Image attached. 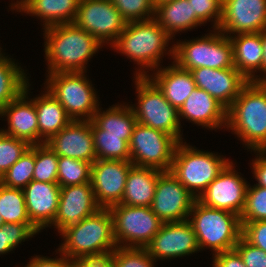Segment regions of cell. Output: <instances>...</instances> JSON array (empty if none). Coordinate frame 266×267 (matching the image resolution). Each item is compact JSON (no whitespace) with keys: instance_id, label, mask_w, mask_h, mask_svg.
<instances>
[{"instance_id":"27","label":"cell","mask_w":266,"mask_h":267,"mask_svg":"<svg viewBox=\"0 0 266 267\" xmlns=\"http://www.w3.org/2000/svg\"><path fill=\"white\" fill-rule=\"evenodd\" d=\"M154 168L132 166L129 170L125 191L120 204L150 207L154 198L158 176Z\"/></svg>"},{"instance_id":"48","label":"cell","mask_w":266,"mask_h":267,"mask_svg":"<svg viewBox=\"0 0 266 267\" xmlns=\"http://www.w3.org/2000/svg\"><path fill=\"white\" fill-rule=\"evenodd\" d=\"M71 267H112L108 259L90 260V261H74Z\"/></svg>"},{"instance_id":"40","label":"cell","mask_w":266,"mask_h":267,"mask_svg":"<svg viewBox=\"0 0 266 267\" xmlns=\"http://www.w3.org/2000/svg\"><path fill=\"white\" fill-rule=\"evenodd\" d=\"M247 187L245 206L240 222L266 220V188L254 185Z\"/></svg>"},{"instance_id":"8","label":"cell","mask_w":266,"mask_h":267,"mask_svg":"<svg viewBox=\"0 0 266 267\" xmlns=\"http://www.w3.org/2000/svg\"><path fill=\"white\" fill-rule=\"evenodd\" d=\"M215 31L196 40L174 44L169 50L174 63L188 71L201 67L214 69L234 67L230 37L219 30Z\"/></svg>"},{"instance_id":"33","label":"cell","mask_w":266,"mask_h":267,"mask_svg":"<svg viewBox=\"0 0 266 267\" xmlns=\"http://www.w3.org/2000/svg\"><path fill=\"white\" fill-rule=\"evenodd\" d=\"M0 214L4 223H31L23 189L7 187L0 183Z\"/></svg>"},{"instance_id":"19","label":"cell","mask_w":266,"mask_h":267,"mask_svg":"<svg viewBox=\"0 0 266 267\" xmlns=\"http://www.w3.org/2000/svg\"><path fill=\"white\" fill-rule=\"evenodd\" d=\"M100 208L91 183L60 187L58 210L53 224L61 233L65 228L77 224Z\"/></svg>"},{"instance_id":"28","label":"cell","mask_w":266,"mask_h":267,"mask_svg":"<svg viewBox=\"0 0 266 267\" xmlns=\"http://www.w3.org/2000/svg\"><path fill=\"white\" fill-rule=\"evenodd\" d=\"M45 92L32 100L38 119V144L47 142L72 121L58 100L48 90Z\"/></svg>"},{"instance_id":"30","label":"cell","mask_w":266,"mask_h":267,"mask_svg":"<svg viewBox=\"0 0 266 267\" xmlns=\"http://www.w3.org/2000/svg\"><path fill=\"white\" fill-rule=\"evenodd\" d=\"M102 130L103 134L124 135L129 144L137 119L131 106H113L106 112L98 110L92 119Z\"/></svg>"},{"instance_id":"3","label":"cell","mask_w":266,"mask_h":267,"mask_svg":"<svg viewBox=\"0 0 266 267\" xmlns=\"http://www.w3.org/2000/svg\"><path fill=\"white\" fill-rule=\"evenodd\" d=\"M227 128L253 151L266 150V82H249L227 109Z\"/></svg>"},{"instance_id":"50","label":"cell","mask_w":266,"mask_h":267,"mask_svg":"<svg viewBox=\"0 0 266 267\" xmlns=\"http://www.w3.org/2000/svg\"><path fill=\"white\" fill-rule=\"evenodd\" d=\"M168 1H172V0H152L154 6H157L161 3H165V2H168Z\"/></svg>"},{"instance_id":"12","label":"cell","mask_w":266,"mask_h":267,"mask_svg":"<svg viewBox=\"0 0 266 267\" xmlns=\"http://www.w3.org/2000/svg\"><path fill=\"white\" fill-rule=\"evenodd\" d=\"M73 23L94 36L102 45L111 40L112 45L127 22L110 0H80Z\"/></svg>"},{"instance_id":"13","label":"cell","mask_w":266,"mask_h":267,"mask_svg":"<svg viewBox=\"0 0 266 267\" xmlns=\"http://www.w3.org/2000/svg\"><path fill=\"white\" fill-rule=\"evenodd\" d=\"M196 198L170 173L158 176L151 210L163 223L184 221Z\"/></svg>"},{"instance_id":"52","label":"cell","mask_w":266,"mask_h":267,"mask_svg":"<svg viewBox=\"0 0 266 267\" xmlns=\"http://www.w3.org/2000/svg\"><path fill=\"white\" fill-rule=\"evenodd\" d=\"M2 49V48H0ZM5 58V56H3V54L1 53V50H0V62Z\"/></svg>"},{"instance_id":"43","label":"cell","mask_w":266,"mask_h":267,"mask_svg":"<svg viewBox=\"0 0 266 267\" xmlns=\"http://www.w3.org/2000/svg\"><path fill=\"white\" fill-rule=\"evenodd\" d=\"M234 249L247 267H266V252L248 243L242 236Z\"/></svg>"},{"instance_id":"9","label":"cell","mask_w":266,"mask_h":267,"mask_svg":"<svg viewBox=\"0 0 266 267\" xmlns=\"http://www.w3.org/2000/svg\"><path fill=\"white\" fill-rule=\"evenodd\" d=\"M84 73L58 72L49 74L46 81L47 90L64 107L68 116L76 121L92 120L99 107L95 90Z\"/></svg>"},{"instance_id":"39","label":"cell","mask_w":266,"mask_h":267,"mask_svg":"<svg viewBox=\"0 0 266 267\" xmlns=\"http://www.w3.org/2000/svg\"><path fill=\"white\" fill-rule=\"evenodd\" d=\"M31 145L0 130V178L27 152Z\"/></svg>"},{"instance_id":"23","label":"cell","mask_w":266,"mask_h":267,"mask_svg":"<svg viewBox=\"0 0 266 267\" xmlns=\"http://www.w3.org/2000/svg\"><path fill=\"white\" fill-rule=\"evenodd\" d=\"M178 116L179 120L183 117L199 126L216 129L226 126L227 109L205 90L197 87L178 110Z\"/></svg>"},{"instance_id":"38","label":"cell","mask_w":266,"mask_h":267,"mask_svg":"<svg viewBox=\"0 0 266 267\" xmlns=\"http://www.w3.org/2000/svg\"><path fill=\"white\" fill-rule=\"evenodd\" d=\"M40 232L32 223H4L0 227V254H5Z\"/></svg>"},{"instance_id":"46","label":"cell","mask_w":266,"mask_h":267,"mask_svg":"<svg viewBox=\"0 0 266 267\" xmlns=\"http://www.w3.org/2000/svg\"><path fill=\"white\" fill-rule=\"evenodd\" d=\"M72 261L64 254L62 257L55 259H48L46 257L36 256L31 259L26 267H71Z\"/></svg>"},{"instance_id":"25","label":"cell","mask_w":266,"mask_h":267,"mask_svg":"<svg viewBox=\"0 0 266 267\" xmlns=\"http://www.w3.org/2000/svg\"><path fill=\"white\" fill-rule=\"evenodd\" d=\"M80 0H20L13 5L20 12L40 17L45 20L44 27L73 23ZM15 7V8H14Z\"/></svg>"},{"instance_id":"6","label":"cell","mask_w":266,"mask_h":267,"mask_svg":"<svg viewBox=\"0 0 266 267\" xmlns=\"http://www.w3.org/2000/svg\"><path fill=\"white\" fill-rule=\"evenodd\" d=\"M228 163V159L217 154L197 150L179 142L170 173L197 199Z\"/></svg>"},{"instance_id":"7","label":"cell","mask_w":266,"mask_h":267,"mask_svg":"<svg viewBox=\"0 0 266 267\" xmlns=\"http://www.w3.org/2000/svg\"><path fill=\"white\" fill-rule=\"evenodd\" d=\"M140 70L135 75L138 105L136 108L131 106L137 122L161 130L182 142L178 110L165 99L146 71Z\"/></svg>"},{"instance_id":"20","label":"cell","mask_w":266,"mask_h":267,"mask_svg":"<svg viewBox=\"0 0 266 267\" xmlns=\"http://www.w3.org/2000/svg\"><path fill=\"white\" fill-rule=\"evenodd\" d=\"M45 144L59 157H69L92 164L97 160L91 120H72Z\"/></svg>"},{"instance_id":"29","label":"cell","mask_w":266,"mask_h":267,"mask_svg":"<svg viewBox=\"0 0 266 267\" xmlns=\"http://www.w3.org/2000/svg\"><path fill=\"white\" fill-rule=\"evenodd\" d=\"M154 19L170 35L202 23L192 15L188 0H172L155 6Z\"/></svg>"},{"instance_id":"47","label":"cell","mask_w":266,"mask_h":267,"mask_svg":"<svg viewBox=\"0 0 266 267\" xmlns=\"http://www.w3.org/2000/svg\"><path fill=\"white\" fill-rule=\"evenodd\" d=\"M257 153H259L258 158L252 162L253 173L258 181L256 185L266 188V150H257Z\"/></svg>"},{"instance_id":"14","label":"cell","mask_w":266,"mask_h":267,"mask_svg":"<svg viewBox=\"0 0 266 267\" xmlns=\"http://www.w3.org/2000/svg\"><path fill=\"white\" fill-rule=\"evenodd\" d=\"M233 167L229 162L197 200L205 206L240 216L245 206L248 184Z\"/></svg>"},{"instance_id":"5","label":"cell","mask_w":266,"mask_h":267,"mask_svg":"<svg viewBox=\"0 0 266 267\" xmlns=\"http://www.w3.org/2000/svg\"><path fill=\"white\" fill-rule=\"evenodd\" d=\"M172 37L154 19L126 23L113 48L144 68L157 69ZM162 55V56H161ZM146 66V67H145Z\"/></svg>"},{"instance_id":"17","label":"cell","mask_w":266,"mask_h":267,"mask_svg":"<svg viewBox=\"0 0 266 267\" xmlns=\"http://www.w3.org/2000/svg\"><path fill=\"white\" fill-rule=\"evenodd\" d=\"M220 32L241 34L266 30V0H223ZM229 32V33H228Z\"/></svg>"},{"instance_id":"51","label":"cell","mask_w":266,"mask_h":267,"mask_svg":"<svg viewBox=\"0 0 266 267\" xmlns=\"http://www.w3.org/2000/svg\"><path fill=\"white\" fill-rule=\"evenodd\" d=\"M3 224H4V220H3V218H2V216H1V214H0V227H2Z\"/></svg>"},{"instance_id":"10","label":"cell","mask_w":266,"mask_h":267,"mask_svg":"<svg viewBox=\"0 0 266 267\" xmlns=\"http://www.w3.org/2000/svg\"><path fill=\"white\" fill-rule=\"evenodd\" d=\"M109 209L113 216L114 239L117 247L119 245L125 248H145L163 225L151 207L119 203Z\"/></svg>"},{"instance_id":"26","label":"cell","mask_w":266,"mask_h":267,"mask_svg":"<svg viewBox=\"0 0 266 267\" xmlns=\"http://www.w3.org/2000/svg\"><path fill=\"white\" fill-rule=\"evenodd\" d=\"M172 65L159 68L156 76L150 79L163 92L165 99L179 110L197 86L190 71L179 68L174 62Z\"/></svg>"},{"instance_id":"24","label":"cell","mask_w":266,"mask_h":267,"mask_svg":"<svg viewBox=\"0 0 266 267\" xmlns=\"http://www.w3.org/2000/svg\"><path fill=\"white\" fill-rule=\"evenodd\" d=\"M230 41L232 43L234 67L249 82H260L259 76H254V73L257 70L262 71V32L237 34L234 38L231 36Z\"/></svg>"},{"instance_id":"34","label":"cell","mask_w":266,"mask_h":267,"mask_svg":"<svg viewBox=\"0 0 266 267\" xmlns=\"http://www.w3.org/2000/svg\"><path fill=\"white\" fill-rule=\"evenodd\" d=\"M35 169V145L27 150L19 160L0 178L7 187L24 189L32 180Z\"/></svg>"},{"instance_id":"16","label":"cell","mask_w":266,"mask_h":267,"mask_svg":"<svg viewBox=\"0 0 266 267\" xmlns=\"http://www.w3.org/2000/svg\"><path fill=\"white\" fill-rule=\"evenodd\" d=\"M145 249L154 260L186 256L200 250L196 234L188 219L163 223L160 231Z\"/></svg>"},{"instance_id":"22","label":"cell","mask_w":266,"mask_h":267,"mask_svg":"<svg viewBox=\"0 0 266 267\" xmlns=\"http://www.w3.org/2000/svg\"><path fill=\"white\" fill-rule=\"evenodd\" d=\"M28 87L29 83L26 84L24 91L0 112V116H7L9 125L7 130L2 129L1 131L6 135L25 140L30 145H37V112L32 99L28 101Z\"/></svg>"},{"instance_id":"2","label":"cell","mask_w":266,"mask_h":267,"mask_svg":"<svg viewBox=\"0 0 266 267\" xmlns=\"http://www.w3.org/2000/svg\"><path fill=\"white\" fill-rule=\"evenodd\" d=\"M44 30L48 74L85 72L86 62L102 45L94 36L74 23L54 25Z\"/></svg>"},{"instance_id":"31","label":"cell","mask_w":266,"mask_h":267,"mask_svg":"<svg viewBox=\"0 0 266 267\" xmlns=\"http://www.w3.org/2000/svg\"><path fill=\"white\" fill-rule=\"evenodd\" d=\"M26 76L11 58L5 57L0 62V112L24 91L28 83Z\"/></svg>"},{"instance_id":"4","label":"cell","mask_w":266,"mask_h":267,"mask_svg":"<svg viewBox=\"0 0 266 267\" xmlns=\"http://www.w3.org/2000/svg\"><path fill=\"white\" fill-rule=\"evenodd\" d=\"M199 249L209 247L215 254L232 250L241 237L240 216L226 210L205 206L197 199L190 211Z\"/></svg>"},{"instance_id":"41","label":"cell","mask_w":266,"mask_h":267,"mask_svg":"<svg viewBox=\"0 0 266 267\" xmlns=\"http://www.w3.org/2000/svg\"><path fill=\"white\" fill-rule=\"evenodd\" d=\"M128 23L154 18L155 6L152 0H110ZM150 14V15H149ZM147 15V17L145 16Z\"/></svg>"},{"instance_id":"18","label":"cell","mask_w":266,"mask_h":267,"mask_svg":"<svg viewBox=\"0 0 266 267\" xmlns=\"http://www.w3.org/2000/svg\"><path fill=\"white\" fill-rule=\"evenodd\" d=\"M198 88L205 90L226 109L240 95L249 81L235 68L201 67L190 70Z\"/></svg>"},{"instance_id":"15","label":"cell","mask_w":266,"mask_h":267,"mask_svg":"<svg viewBox=\"0 0 266 267\" xmlns=\"http://www.w3.org/2000/svg\"><path fill=\"white\" fill-rule=\"evenodd\" d=\"M133 164L124 160L97 159L91 166V185L97 204L110 208L121 203Z\"/></svg>"},{"instance_id":"42","label":"cell","mask_w":266,"mask_h":267,"mask_svg":"<svg viewBox=\"0 0 266 267\" xmlns=\"http://www.w3.org/2000/svg\"><path fill=\"white\" fill-rule=\"evenodd\" d=\"M192 8V15L204 24L214 19V29L217 30L222 19L223 0H188Z\"/></svg>"},{"instance_id":"35","label":"cell","mask_w":266,"mask_h":267,"mask_svg":"<svg viewBox=\"0 0 266 267\" xmlns=\"http://www.w3.org/2000/svg\"><path fill=\"white\" fill-rule=\"evenodd\" d=\"M92 163L59 157L57 183L60 187L91 183Z\"/></svg>"},{"instance_id":"21","label":"cell","mask_w":266,"mask_h":267,"mask_svg":"<svg viewBox=\"0 0 266 267\" xmlns=\"http://www.w3.org/2000/svg\"><path fill=\"white\" fill-rule=\"evenodd\" d=\"M23 192L31 223L39 231L53 225L60 199L59 184L32 180Z\"/></svg>"},{"instance_id":"44","label":"cell","mask_w":266,"mask_h":267,"mask_svg":"<svg viewBox=\"0 0 266 267\" xmlns=\"http://www.w3.org/2000/svg\"><path fill=\"white\" fill-rule=\"evenodd\" d=\"M241 236L251 245L266 252V220L241 222Z\"/></svg>"},{"instance_id":"36","label":"cell","mask_w":266,"mask_h":267,"mask_svg":"<svg viewBox=\"0 0 266 267\" xmlns=\"http://www.w3.org/2000/svg\"><path fill=\"white\" fill-rule=\"evenodd\" d=\"M59 156L45 143L35 145L33 180L57 183Z\"/></svg>"},{"instance_id":"37","label":"cell","mask_w":266,"mask_h":267,"mask_svg":"<svg viewBox=\"0 0 266 267\" xmlns=\"http://www.w3.org/2000/svg\"><path fill=\"white\" fill-rule=\"evenodd\" d=\"M112 267H153L154 258L145 248L116 247L108 256Z\"/></svg>"},{"instance_id":"1","label":"cell","mask_w":266,"mask_h":267,"mask_svg":"<svg viewBox=\"0 0 266 267\" xmlns=\"http://www.w3.org/2000/svg\"><path fill=\"white\" fill-rule=\"evenodd\" d=\"M65 242L58 251L74 261L105 260L117 247L109 208L82 219L61 232Z\"/></svg>"},{"instance_id":"11","label":"cell","mask_w":266,"mask_h":267,"mask_svg":"<svg viewBox=\"0 0 266 267\" xmlns=\"http://www.w3.org/2000/svg\"><path fill=\"white\" fill-rule=\"evenodd\" d=\"M178 143L173 136L137 122L129 143L130 162L138 167L170 171Z\"/></svg>"},{"instance_id":"49","label":"cell","mask_w":266,"mask_h":267,"mask_svg":"<svg viewBox=\"0 0 266 267\" xmlns=\"http://www.w3.org/2000/svg\"><path fill=\"white\" fill-rule=\"evenodd\" d=\"M262 48H263V62H262V72L266 74V30L262 31ZM260 78V82H266V75Z\"/></svg>"},{"instance_id":"32","label":"cell","mask_w":266,"mask_h":267,"mask_svg":"<svg viewBox=\"0 0 266 267\" xmlns=\"http://www.w3.org/2000/svg\"><path fill=\"white\" fill-rule=\"evenodd\" d=\"M91 131L97 159L130 161L129 144L124 140V135L103 134L93 120Z\"/></svg>"},{"instance_id":"45","label":"cell","mask_w":266,"mask_h":267,"mask_svg":"<svg viewBox=\"0 0 266 267\" xmlns=\"http://www.w3.org/2000/svg\"><path fill=\"white\" fill-rule=\"evenodd\" d=\"M213 267H247L235 250H228L214 255Z\"/></svg>"}]
</instances>
